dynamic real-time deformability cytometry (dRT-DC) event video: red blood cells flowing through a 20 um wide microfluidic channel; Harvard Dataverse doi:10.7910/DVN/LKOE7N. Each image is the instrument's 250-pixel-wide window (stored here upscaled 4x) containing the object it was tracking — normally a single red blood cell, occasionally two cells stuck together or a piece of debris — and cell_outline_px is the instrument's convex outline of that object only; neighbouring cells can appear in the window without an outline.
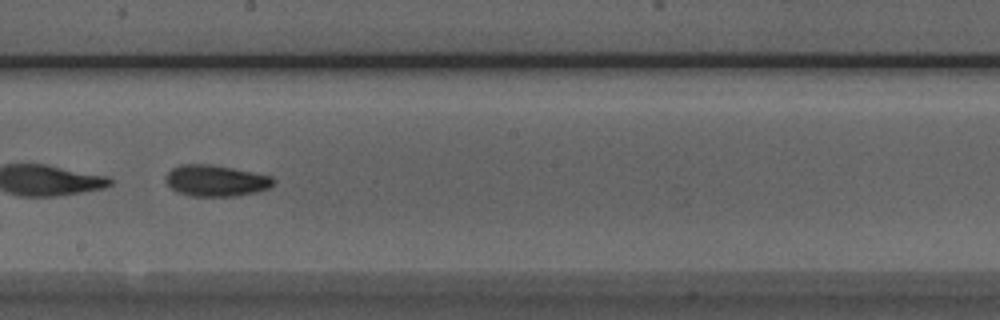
{"species": "Egyptian fruit bat (a non-hibernating species)", "species_latin": "Rousettus aegyptiacus", "temperature_condition": "room temperature", "stored_images_in_passage": 38, "camera_frame_rate_fps": 3000, "um_per_image_px": 0.085, "animal": {"sex": "male"}, "frame": {"image": 1, "passage_image": 17, "time_ms": 5.333, "image_size_px": [1000, 320], "cell_outline_px": [[276, 180], [268, 188], [256, 192], [236, 196], [192, 196], [176, 192], [164, 180], [164, 176], [172, 168], [180, 164], [208, 164], [232, 168], [272, 176]], "centroid_in_image_um": [18.31, 15.35], "position_along_channel_um": 229.9, "area_um2": 19.65}, "authors_computed_cell_mechanics": {"area_um2": 19.6809, "velocity_mm_per_s": 3.9259, "shape_relaxation_time_tau1_ms": 3.8107, "shape_relaxation_time_tau2_ms": 2.65, "deformation_change_tau1": 0.1373, "deformation_change_tau2": 0.0784}}